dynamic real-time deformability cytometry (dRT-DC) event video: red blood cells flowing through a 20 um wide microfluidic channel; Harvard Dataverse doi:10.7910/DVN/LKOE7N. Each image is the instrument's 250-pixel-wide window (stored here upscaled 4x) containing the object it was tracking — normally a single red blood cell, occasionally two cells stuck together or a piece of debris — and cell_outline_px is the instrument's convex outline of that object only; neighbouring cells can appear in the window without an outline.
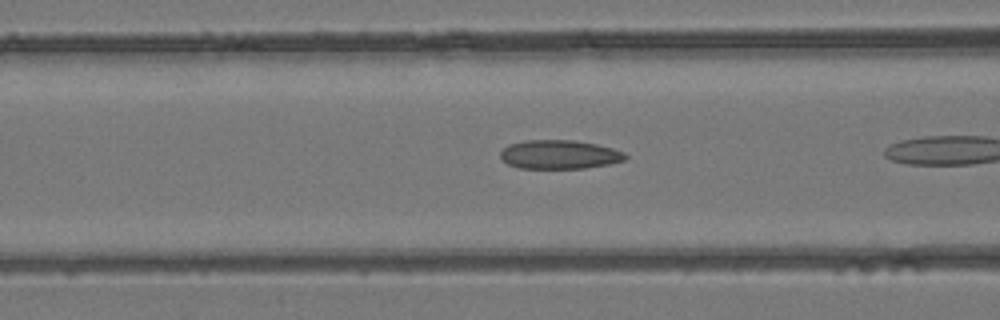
{"species": "common noctule bat (a hibernating species)", "species_latin": "Nyctalus noctula", "temperature_condition": "room temperature", "stored_images_in_passage": 6, "camera_frame_rate_fps": 3000, "um_per_image_px": 0.085, "animal": {"sex": "female", "body_mass_g": 24.6, "forearm_length_mm": 56.2}, "frame": {"image": 1, "passage_image": 5, "time_ms": 1.333, "image_size_px": [1000, 320], "cell_outline_px": [[628, 156], [624, 160], [608, 164], [584, 168], [520, 168], [508, 164], [500, 156], [500, 152], [508, 144], [524, 140], [572, 140], [596, 144], [612, 148], [624, 152]], "centroid_in_image_um": [47.54, 13.13], "position_along_channel_um": 119.1, "area_um2": 20.92}}